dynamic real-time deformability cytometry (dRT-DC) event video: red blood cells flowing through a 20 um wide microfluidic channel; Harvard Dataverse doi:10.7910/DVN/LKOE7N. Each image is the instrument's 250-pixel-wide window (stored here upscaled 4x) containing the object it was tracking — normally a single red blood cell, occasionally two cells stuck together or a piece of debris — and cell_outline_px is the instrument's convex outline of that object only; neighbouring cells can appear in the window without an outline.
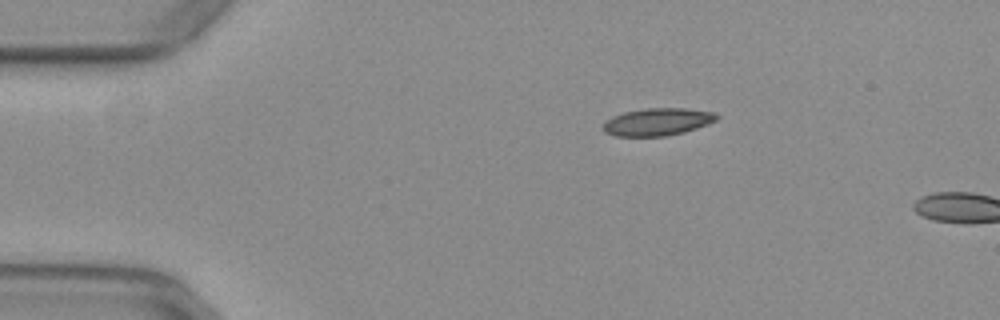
{"species": "common noctule bat (a hibernating species)", "species_latin": "Nyctalus noctula", "temperature_condition": "warm", "stored_images_in_passage": 4, "camera_frame_rate_fps": 3000, "um_per_image_px": 0.085, "animal": {"sex": "female", "body_mass_g": 29.2, "forearm_length_mm": 56.3}, "frame": {"image": 1, "passage_image": 1, "time_ms": 0.0, "image_size_px": [1000, 320], "cell_outline_px": [[720, 116], [716, 120], [708, 124], [684, 132], [664, 136], [616, 136], [604, 132], [604, 120], [612, 116], [624, 112], [644, 108], [688, 108], [716, 112]], "centroid_in_image_um": [55.9, 10.34], "position_along_channel_um": 29.1, "area_um2": 18.32}}